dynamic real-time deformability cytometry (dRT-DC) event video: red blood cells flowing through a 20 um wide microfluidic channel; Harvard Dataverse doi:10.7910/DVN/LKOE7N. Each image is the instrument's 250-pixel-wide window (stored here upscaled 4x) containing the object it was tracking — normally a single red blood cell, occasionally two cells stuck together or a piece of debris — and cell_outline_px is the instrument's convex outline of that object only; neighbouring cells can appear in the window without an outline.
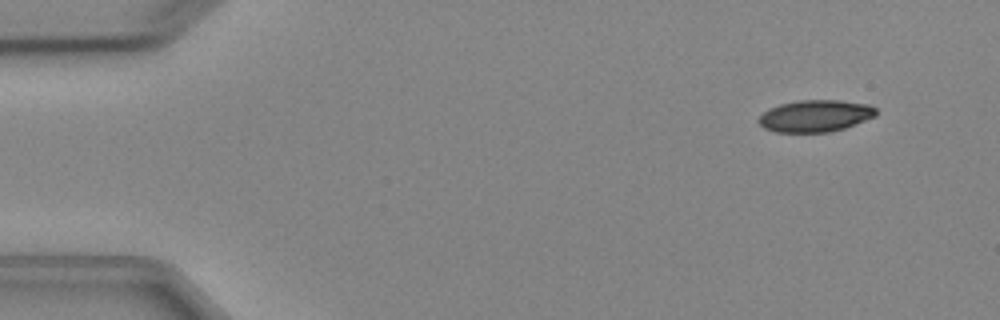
{"species": "Egyptian fruit bat (a non-hibernating species)", "species_latin": "Rousettus aegyptiacus", "temperature_condition": "cold", "stored_images_in_passage": 4, "camera_frame_rate_fps": 3000, "um_per_image_px": 0.085, "animal": {"sex": "female"}, "frame": {"image": 1, "passage_image": 2, "time_ms": 1.0, "image_size_px": [1000, 320], "cell_outline_px": [[876, 116], [844, 128], [828, 132], [776, 132], [764, 128], [756, 120], [768, 108], [780, 104], [800, 100], [840, 100], [868, 104], [876, 108]], "centroid_in_image_um": [69.28, 9.85], "position_along_channel_um": 15.7, "area_um2": 21.79}}
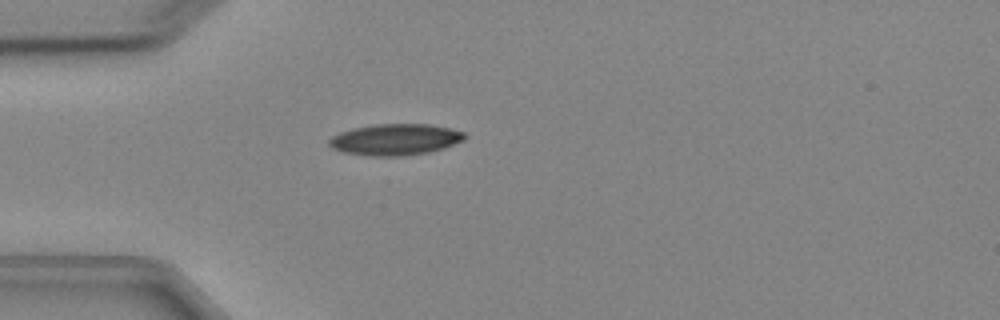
{"frame": {"image": 2, "passage_image": 4, "time_ms": 4.333, "image_size_px": [1000, 320], "cell_outline_px": [[464, 140], [444, 148], [428, 152], [404, 156], [372, 156], [344, 152], [332, 148], [328, 144], [328, 140], [332, 136], [340, 132], [352, 128], [376, 124], [428, 124], [452, 128], [464, 132]], "centroid_in_image_um": [33.59, 11.85], "position_along_channel_um": 51.4, "area_um2": 24.74}}